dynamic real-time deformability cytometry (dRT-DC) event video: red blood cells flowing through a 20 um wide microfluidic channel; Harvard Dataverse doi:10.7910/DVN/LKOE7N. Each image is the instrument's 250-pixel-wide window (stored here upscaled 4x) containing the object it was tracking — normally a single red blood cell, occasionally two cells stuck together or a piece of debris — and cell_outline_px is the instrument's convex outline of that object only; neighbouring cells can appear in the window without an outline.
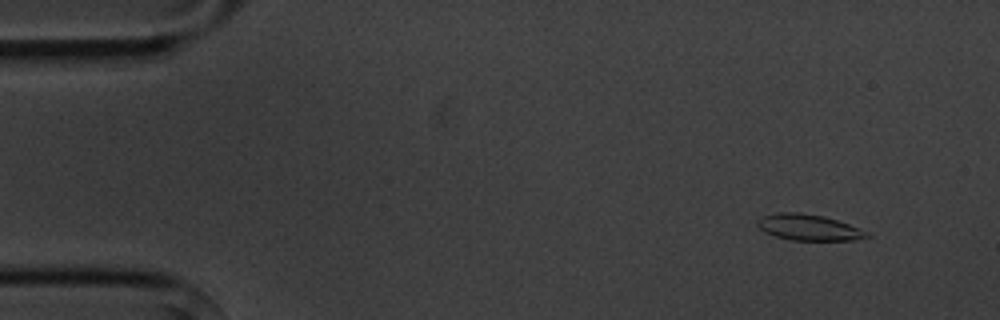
{"species": "common noctule bat (a hibernating species)", "species_latin": "Nyctalus noctula", "temperature_condition": "cold", "stored_images_in_passage": 5, "camera_frame_rate_fps": 3000, "um_per_image_px": 0.085, "animal": {"sex": "male", "body_mass_g": 20.1, "forearm_length_mm": 53.5}, "frame": {"image": 1, "passage_image": 2, "time_ms": 1.0, "image_size_px": [1000, 320], "cell_outline_px": [[872, 236], [852, 240], [792, 240], [776, 236], [764, 232], [756, 224], [756, 220], [764, 216], [776, 212], [800, 212], [824, 216], [848, 224]], "centroid_in_image_um": [68.66, 19.32], "position_along_channel_um": 16.3, "area_um2": 16.36}}
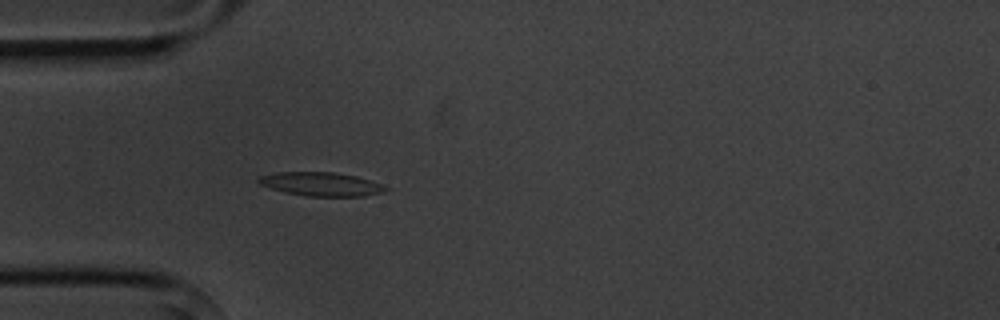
{"frame": {"image": 2, "passage_image": 5, "time_ms": 4.667, "image_size_px": [1000, 320], "cell_outline_px": [[388, 188], [380, 192], [364, 196], [308, 196], [288, 192], [272, 188], [260, 184], [256, 180], [256, 176], [276, 172], [336, 172], [356, 176], [380, 184]], "centroid_in_image_um": [27.23, 15.63], "position_along_channel_um": 57.8, "area_um2": 17.28}}